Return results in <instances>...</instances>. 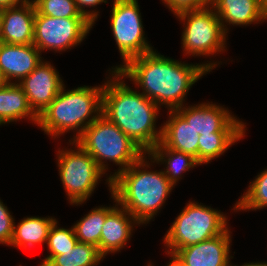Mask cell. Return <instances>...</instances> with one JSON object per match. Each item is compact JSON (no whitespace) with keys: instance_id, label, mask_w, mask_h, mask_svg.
Masks as SVG:
<instances>
[{"instance_id":"4316f807","label":"cell","mask_w":267,"mask_h":266,"mask_svg":"<svg viewBox=\"0 0 267 266\" xmlns=\"http://www.w3.org/2000/svg\"><path fill=\"white\" fill-rule=\"evenodd\" d=\"M77 242L78 239L76 238L74 227L72 226L70 229L58 227L56 220L49 230L46 241L50 251L49 256L62 255L65 251L73 249Z\"/></svg>"},{"instance_id":"f1b7e54d","label":"cell","mask_w":267,"mask_h":266,"mask_svg":"<svg viewBox=\"0 0 267 266\" xmlns=\"http://www.w3.org/2000/svg\"><path fill=\"white\" fill-rule=\"evenodd\" d=\"M165 6L173 12L174 15L187 11L197 10L212 5L213 0H162Z\"/></svg>"},{"instance_id":"3957f363","label":"cell","mask_w":267,"mask_h":266,"mask_svg":"<svg viewBox=\"0 0 267 266\" xmlns=\"http://www.w3.org/2000/svg\"><path fill=\"white\" fill-rule=\"evenodd\" d=\"M145 155L117 173L111 179L110 190L118 205L126 209L140 225L149 223L157 215L174 187L162 170H147L150 163Z\"/></svg>"},{"instance_id":"603a6c76","label":"cell","mask_w":267,"mask_h":266,"mask_svg":"<svg viewBox=\"0 0 267 266\" xmlns=\"http://www.w3.org/2000/svg\"><path fill=\"white\" fill-rule=\"evenodd\" d=\"M103 258L95 245L77 242L62 255H47L40 266H96Z\"/></svg>"},{"instance_id":"8992f818","label":"cell","mask_w":267,"mask_h":266,"mask_svg":"<svg viewBox=\"0 0 267 266\" xmlns=\"http://www.w3.org/2000/svg\"><path fill=\"white\" fill-rule=\"evenodd\" d=\"M227 221V216L220 210L190 201L164 236L167 255L222 234L228 228Z\"/></svg>"},{"instance_id":"d590c367","label":"cell","mask_w":267,"mask_h":266,"mask_svg":"<svg viewBox=\"0 0 267 266\" xmlns=\"http://www.w3.org/2000/svg\"><path fill=\"white\" fill-rule=\"evenodd\" d=\"M261 2L265 8L266 13H267V0H261Z\"/></svg>"},{"instance_id":"6da1fadb","label":"cell","mask_w":267,"mask_h":266,"mask_svg":"<svg viewBox=\"0 0 267 266\" xmlns=\"http://www.w3.org/2000/svg\"><path fill=\"white\" fill-rule=\"evenodd\" d=\"M210 62L196 65L182 63L153 50L112 69L130 78L159 107L166 105L168 110H176L183 106L192 85L220 64Z\"/></svg>"},{"instance_id":"ffe728a7","label":"cell","mask_w":267,"mask_h":266,"mask_svg":"<svg viewBox=\"0 0 267 266\" xmlns=\"http://www.w3.org/2000/svg\"><path fill=\"white\" fill-rule=\"evenodd\" d=\"M56 221L53 217H27L14 224L10 246L28 249L39 244H46L49 230Z\"/></svg>"},{"instance_id":"83f0119b","label":"cell","mask_w":267,"mask_h":266,"mask_svg":"<svg viewBox=\"0 0 267 266\" xmlns=\"http://www.w3.org/2000/svg\"><path fill=\"white\" fill-rule=\"evenodd\" d=\"M14 218L0 200V244L10 246L14 232Z\"/></svg>"},{"instance_id":"1f68e13d","label":"cell","mask_w":267,"mask_h":266,"mask_svg":"<svg viewBox=\"0 0 267 266\" xmlns=\"http://www.w3.org/2000/svg\"><path fill=\"white\" fill-rule=\"evenodd\" d=\"M228 266H237V265H233V264H231V263H229V265ZM241 266H267V262H256V263H254V262H250V263H244L243 265H241Z\"/></svg>"},{"instance_id":"4dcf8cb0","label":"cell","mask_w":267,"mask_h":266,"mask_svg":"<svg viewBox=\"0 0 267 266\" xmlns=\"http://www.w3.org/2000/svg\"><path fill=\"white\" fill-rule=\"evenodd\" d=\"M25 0H0V10L21 5Z\"/></svg>"},{"instance_id":"f546056e","label":"cell","mask_w":267,"mask_h":266,"mask_svg":"<svg viewBox=\"0 0 267 266\" xmlns=\"http://www.w3.org/2000/svg\"><path fill=\"white\" fill-rule=\"evenodd\" d=\"M76 7L78 9V11L85 16L86 18H88L93 24H95V21L97 20L98 17V13L97 10L94 11H89L88 9L85 10V8L87 7H95L101 3H107V0H74ZM85 6V7H84ZM88 10V11H87Z\"/></svg>"},{"instance_id":"5b68a950","label":"cell","mask_w":267,"mask_h":266,"mask_svg":"<svg viewBox=\"0 0 267 266\" xmlns=\"http://www.w3.org/2000/svg\"><path fill=\"white\" fill-rule=\"evenodd\" d=\"M75 142L92 156L104 173L108 169L105 164L107 160L119 165L118 171L110 174L106 179L109 190H111V179L117 173L126 170L146 154L102 114L83 131Z\"/></svg>"},{"instance_id":"7c38bea8","label":"cell","mask_w":267,"mask_h":266,"mask_svg":"<svg viewBox=\"0 0 267 266\" xmlns=\"http://www.w3.org/2000/svg\"><path fill=\"white\" fill-rule=\"evenodd\" d=\"M33 111L39 116L59 94L64 83L59 72L42 60L19 83Z\"/></svg>"},{"instance_id":"ac0fdd59","label":"cell","mask_w":267,"mask_h":266,"mask_svg":"<svg viewBox=\"0 0 267 266\" xmlns=\"http://www.w3.org/2000/svg\"><path fill=\"white\" fill-rule=\"evenodd\" d=\"M169 120L162 126L160 143L167 148L192 155L198 162L199 134L176 111L169 110Z\"/></svg>"},{"instance_id":"5bb4252c","label":"cell","mask_w":267,"mask_h":266,"mask_svg":"<svg viewBox=\"0 0 267 266\" xmlns=\"http://www.w3.org/2000/svg\"><path fill=\"white\" fill-rule=\"evenodd\" d=\"M41 52L33 44H0V70L7 83H19L42 61Z\"/></svg>"},{"instance_id":"277c9868","label":"cell","mask_w":267,"mask_h":266,"mask_svg":"<svg viewBox=\"0 0 267 266\" xmlns=\"http://www.w3.org/2000/svg\"><path fill=\"white\" fill-rule=\"evenodd\" d=\"M103 88L104 84L100 87L84 85L66 91L63 85L56 98L38 116L37 125L54 139L75 130L77 134L71 138L75 141L102 114Z\"/></svg>"},{"instance_id":"2e32d148","label":"cell","mask_w":267,"mask_h":266,"mask_svg":"<svg viewBox=\"0 0 267 266\" xmlns=\"http://www.w3.org/2000/svg\"><path fill=\"white\" fill-rule=\"evenodd\" d=\"M136 224L140 226V223L126 209L116 205L104 222L100 237V254L105 258L109 253H116L123 249L132 237L131 232Z\"/></svg>"},{"instance_id":"9c48e42d","label":"cell","mask_w":267,"mask_h":266,"mask_svg":"<svg viewBox=\"0 0 267 266\" xmlns=\"http://www.w3.org/2000/svg\"><path fill=\"white\" fill-rule=\"evenodd\" d=\"M111 11V30L123 64L133 57L153 51L143 30L137 0H114Z\"/></svg>"},{"instance_id":"44dd1931","label":"cell","mask_w":267,"mask_h":266,"mask_svg":"<svg viewBox=\"0 0 267 266\" xmlns=\"http://www.w3.org/2000/svg\"><path fill=\"white\" fill-rule=\"evenodd\" d=\"M151 162L167 164L163 173L169 181L176 185L185 171L200 165L192 155L164 147L160 142L148 153Z\"/></svg>"},{"instance_id":"d6a6232c","label":"cell","mask_w":267,"mask_h":266,"mask_svg":"<svg viewBox=\"0 0 267 266\" xmlns=\"http://www.w3.org/2000/svg\"><path fill=\"white\" fill-rule=\"evenodd\" d=\"M170 256V262L167 264V266H183L173 255Z\"/></svg>"},{"instance_id":"52a82bcc","label":"cell","mask_w":267,"mask_h":266,"mask_svg":"<svg viewBox=\"0 0 267 266\" xmlns=\"http://www.w3.org/2000/svg\"><path fill=\"white\" fill-rule=\"evenodd\" d=\"M77 149L59 150L57 164L62 185L71 205L84 203L105 173L78 143L69 140Z\"/></svg>"},{"instance_id":"e0dca14e","label":"cell","mask_w":267,"mask_h":266,"mask_svg":"<svg viewBox=\"0 0 267 266\" xmlns=\"http://www.w3.org/2000/svg\"><path fill=\"white\" fill-rule=\"evenodd\" d=\"M211 7L218 15L226 34L228 33L227 23V25L241 26L258 24L267 19L261 0H213Z\"/></svg>"},{"instance_id":"4fadbf2b","label":"cell","mask_w":267,"mask_h":266,"mask_svg":"<svg viewBox=\"0 0 267 266\" xmlns=\"http://www.w3.org/2000/svg\"><path fill=\"white\" fill-rule=\"evenodd\" d=\"M231 231L227 228L222 234L178 249L173 256L183 266H228L230 263Z\"/></svg>"},{"instance_id":"8fae6325","label":"cell","mask_w":267,"mask_h":266,"mask_svg":"<svg viewBox=\"0 0 267 266\" xmlns=\"http://www.w3.org/2000/svg\"><path fill=\"white\" fill-rule=\"evenodd\" d=\"M176 111L191 123L199 135L214 132H245V124L234 117L228 109L212 102H204L195 106H185Z\"/></svg>"},{"instance_id":"d6986e66","label":"cell","mask_w":267,"mask_h":266,"mask_svg":"<svg viewBox=\"0 0 267 266\" xmlns=\"http://www.w3.org/2000/svg\"><path fill=\"white\" fill-rule=\"evenodd\" d=\"M28 117L38 123V115L31 108L28 99L18 83H6L0 88V125L16 122Z\"/></svg>"},{"instance_id":"836d02e7","label":"cell","mask_w":267,"mask_h":266,"mask_svg":"<svg viewBox=\"0 0 267 266\" xmlns=\"http://www.w3.org/2000/svg\"><path fill=\"white\" fill-rule=\"evenodd\" d=\"M2 20H1V13H0V44L3 43V36H2Z\"/></svg>"},{"instance_id":"e575fe53","label":"cell","mask_w":267,"mask_h":266,"mask_svg":"<svg viewBox=\"0 0 267 266\" xmlns=\"http://www.w3.org/2000/svg\"><path fill=\"white\" fill-rule=\"evenodd\" d=\"M7 82L6 80L4 79L2 73H1V70H0V88L5 85Z\"/></svg>"},{"instance_id":"d4e9b609","label":"cell","mask_w":267,"mask_h":266,"mask_svg":"<svg viewBox=\"0 0 267 266\" xmlns=\"http://www.w3.org/2000/svg\"><path fill=\"white\" fill-rule=\"evenodd\" d=\"M267 207V169L250 182L248 189L236 202L234 211H249Z\"/></svg>"},{"instance_id":"484cf974","label":"cell","mask_w":267,"mask_h":266,"mask_svg":"<svg viewBox=\"0 0 267 266\" xmlns=\"http://www.w3.org/2000/svg\"><path fill=\"white\" fill-rule=\"evenodd\" d=\"M41 15L55 18H86L77 9L74 0H32Z\"/></svg>"},{"instance_id":"cb8c5ba5","label":"cell","mask_w":267,"mask_h":266,"mask_svg":"<svg viewBox=\"0 0 267 266\" xmlns=\"http://www.w3.org/2000/svg\"><path fill=\"white\" fill-rule=\"evenodd\" d=\"M246 132H214L199 136L198 163L208 164L221 156L231 145L240 141Z\"/></svg>"},{"instance_id":"ba28073f","label":"cell","mask_w":267,"mask_h":266,"mask_svg":"<svg viewBox=\"0 0 267 266\" xmlns=\"http://www.w3.org/2000/svg\"><path fill=\"white\" fill-rule=\"evenodd\" d=\"M175 16L184 22L182 47L186 55L210 56L226 50L227 34L211 6L183 11Z\"/></svg>"},{"instance_id":"9a60e30c","label":"cell","mask_w":267,"mask_h":266,"mask_svg":"<svg viewBox=\"0 0 267 266\" xmlns=\"http://www.w3.org/2000/svg\"><path fill=\"white\" fill-rule=\"evenodd\" d=\"M35 12L32 0L16 7L0 10L3 43L33 44Z\"/></svg>"},{"instance_id":"7a4b0ae2","label":"cell","mask_w":267,"mask_h":266,"mask_svg":"<svg viewBox=\"0 0 267 266\" xmlns=\"http://www.w3.org/2000/svg\"><path fill=\"white\" fill-rule=\"evenodd\" d=\"M111 72L104 83L102 115L148 154L161 140L162 127L156 128L161 107L126 85L117 70Z\"/></svg>"},{"instance_id":"7402d4cb","label":"cell","mask_w":267,"mask_h":266,"mask_svg":"<svg viewBox=\"0 0 267 266\" xmlns=\"http://www.w3.org/2000/svg\"><path fill=\"white\" fill-rule=\"evenodd\" d=\"M111 198L116 202L115 206L96 207L74 224V231L78 242L92 244L98 247L100 253V237L106 216L118 205L116 198L111 194Z\"/></svg>"},{"instance_id":"30bf717a","label":"cell","mask_w":267,"mask_h":266,"mask_svg":"<svg viewBox=\"0 0 267 266\" xmlns=\"http://www.w3.org/2000/svg\"><path fill=\"white\" fill-rule=\"evenodd\" d=\"M94 24L88 18H55L35 12L33 45L40 51H66L79 45Z\"/></svg>"}]
</instances>
